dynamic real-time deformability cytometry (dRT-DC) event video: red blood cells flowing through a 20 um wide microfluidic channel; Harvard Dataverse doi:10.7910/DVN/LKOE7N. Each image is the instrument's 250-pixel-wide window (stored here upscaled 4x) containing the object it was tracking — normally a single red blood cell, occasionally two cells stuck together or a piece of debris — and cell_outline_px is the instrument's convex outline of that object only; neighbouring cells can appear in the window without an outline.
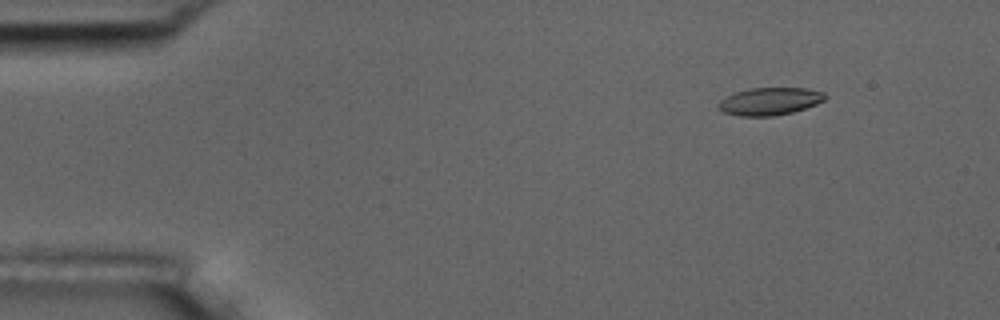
{"species": "common noctule bat (a hibernating species)", "species_latin": "Nyctalus noctula", "temperature_condition": "room temperature", "stored_images_in_passage": 4, "camera_frame_rate_fps": 3000, "um_per_image_px": 0.085, "animal": {"sex": "male", "body_mass_g": 17.5, "forearm_length_mm": 52.3}, "frame": {"image": 1, "passage_image": 1, "time_ms": 0.0, "image_size_px": [1000, 320], "cell_outline_px": [[828, 96], [824, 100], [816, 104], [792, 112], [772, 116], [740, 116], [724, 112], [716, 104], [720, 100], [736, 92], [748, 88], [804, 88], [824, 92]], "centroid_in_image_um": [65.43, 8.6], "position_along_channel_um": 19.6, "area_um2": 16.99}}
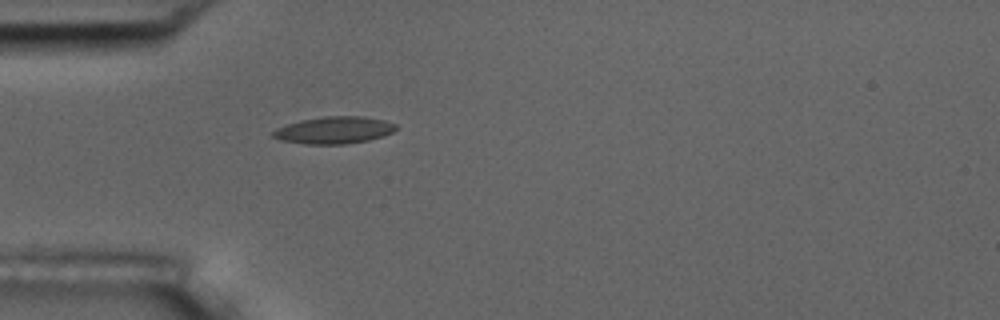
{"frame": {"image": 2, "passage_image": 4, "time_ms": 3.333, "image_size_px": [1000, 320], "cell_outline_px": [[396, 128], [392, 132], [384, 136], [368, 140], [344, 144], [304, 144], [280, 140], [272, 136], [272, 132], [276, 128], [300, 120], [324, 116], [364, 116], [384, 120], [396, 124]], "centroid_in_image_um": [28.39, 11.06], "position_along_channel_um": 56.6, "area_um2": 19.42}}